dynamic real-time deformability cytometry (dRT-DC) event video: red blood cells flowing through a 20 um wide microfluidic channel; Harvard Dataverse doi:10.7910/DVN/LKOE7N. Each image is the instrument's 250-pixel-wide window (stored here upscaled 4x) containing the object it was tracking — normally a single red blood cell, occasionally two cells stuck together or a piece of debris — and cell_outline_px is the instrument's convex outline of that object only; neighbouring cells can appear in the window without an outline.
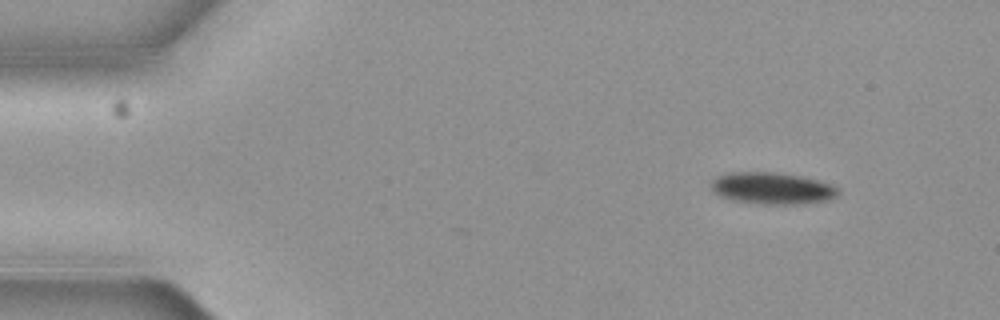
{"species": "common noctule bat (a hibernating species)", "species_latin": "Nyctalus noctula", "temperature_condition": "cold", "stored_images_in_passage": 4, "camera_frame_rate_fps": 3000, "um_per_image_px": 0.085, "animal": {"sex": "female", "body_mass_g": 19.3, "forearm_length_mm": 54.1}, "frame": {"image": 1, "passage_image": 1, "time_ms": 0.0, "image_size_px": [1000, 320], "cell_outline_px": [[840, 192], [832, 200], [804, 204], [756, 204], [732, 200], [720, 196], [712, 188], [712, 180], [716, 176], [728, 172], [772, 172], [800, 176], [816, 180], [840, 188]], "centroid_in_image_um": [65.65, 16.02], "position_along_channel_um": 19.3, "area_um2": 23.64}}